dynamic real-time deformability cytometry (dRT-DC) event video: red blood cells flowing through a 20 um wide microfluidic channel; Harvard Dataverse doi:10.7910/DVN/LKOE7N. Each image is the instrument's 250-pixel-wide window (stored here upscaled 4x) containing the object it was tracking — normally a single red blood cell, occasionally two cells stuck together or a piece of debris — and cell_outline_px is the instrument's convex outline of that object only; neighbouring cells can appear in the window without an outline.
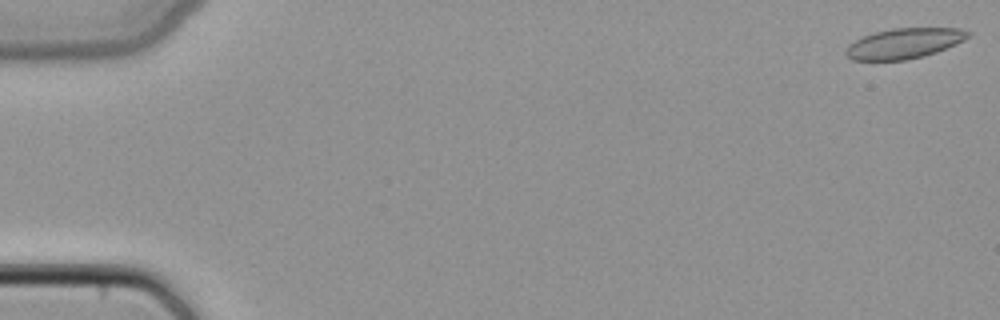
{"species": "common noctule bat (a hibernating species)", "species_latin": "Nyctalus noctula", "temperature_condition": "cold", "stored_images_in_passage": 48, "camera_frame_rate_fps": 3000, "um_per_image_px": 0.085, "animal": {"sex": "female", "body_mass_g": 22.7, "forearm_length_mm": 54.2}, "frame": {"image": 1, "passage_image": 1, "time_ms": 0.0, "image_size_px": [1000, 320], "cell_outline_px": [[972, 32], [964, 40], [956, 44], [936, 52], [924, 56], [904, 60], [852, 60], [844, 52], [848, 44], [864, 36], [876, 32], [892, 28], [960, 28]], "centroid_in_image_um": [76.86, 3.68], "position_along_channel_um": 8.1, "area_um2": 21.5}}
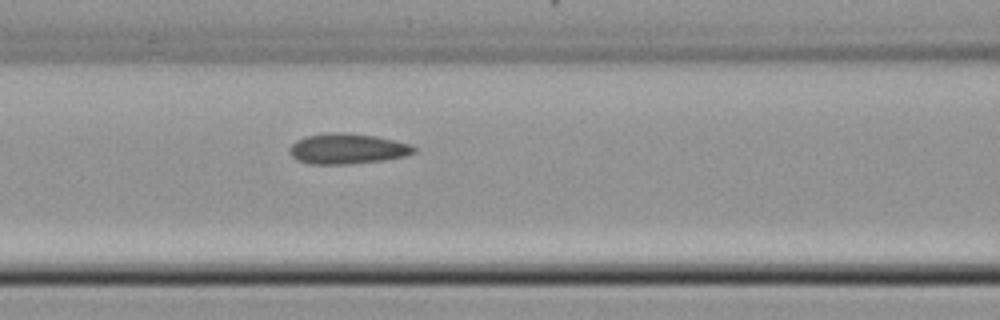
{"frame": {"image": 2, "passage_image": 21, "time_ms": 6.667, "image_size_px": [1000, 320], "cell_outline_px": [[416, 152], [404, 156], [384, 160], [348, 164], [308, 164], [296, 160], [288, 152], [288, 148], [296, 140], [304, 136], [332, 132], [344, 132], [376, 136], [408, 144], [416, 148]], "centroid_in_image_um": [29.46, 12.64], "position_along_channel_um": 137.1, "area_um2": 22.14}}
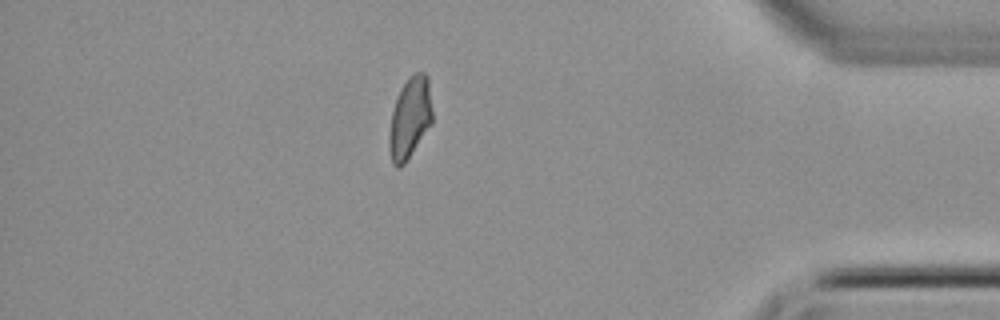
{"frame": {"image": 3, "passage_image": 42, "time_ms": 13.667, "image_size_px": [1000, 320], "cell_outline_px": [[432, 124], [404, 164], [400, 168], [396, 168], [392, 164], [388, 148], [388, 136], [392, 112], [396, 100], [408, 76], [416, 72], [424, 72], [428, 76], [432, 108]], "centroid_in_image_um": [34.84, 10.05], "position_along_channel_um": 400.4, "area_um2": 20.58}}